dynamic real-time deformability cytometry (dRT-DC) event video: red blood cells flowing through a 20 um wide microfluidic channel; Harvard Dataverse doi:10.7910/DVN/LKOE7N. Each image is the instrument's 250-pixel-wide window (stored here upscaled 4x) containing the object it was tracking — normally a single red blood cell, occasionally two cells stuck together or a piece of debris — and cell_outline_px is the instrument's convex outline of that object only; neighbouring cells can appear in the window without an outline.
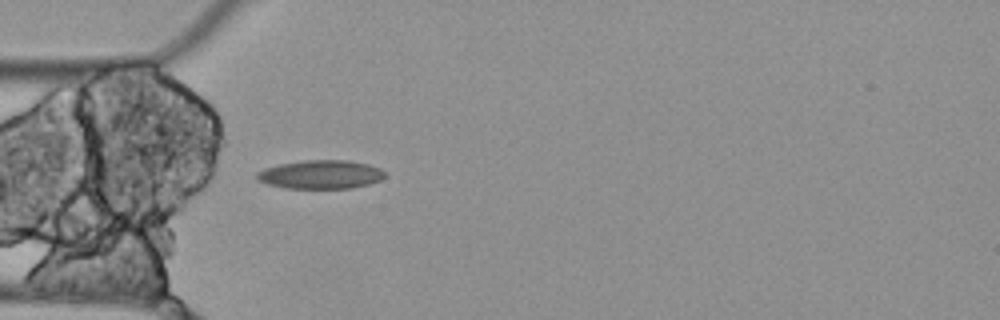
{"species": "Egyptian fruit bat (a non-hibernating species)", "species_latin": "Rousettus aegyptiacus", "temperature_condition": "cold", "stored_images_in_passage": 3, "camera_frame_rate_fps": 3000, "um_per_image_px": 0.085, "animal": {"sex": "female"}, "frame": {"image": 1, "passage_image": 3, "time_ms": 0.667, "image_size_px": [1000, 320], "cell_outline_px": [[384, 176], [380, 180], [368, 184], [352, 188], [284, 188], [268, 184], [256, 180], [256, 172], [264, 168], [280, 164], [304, 160], [348, 160], [368, 164], [380, 168], [384, 172]], "centroid_in_image_um": [27.23, 14.83], "position_along_channel_um": 57.8, "area_um2": 21.39}}